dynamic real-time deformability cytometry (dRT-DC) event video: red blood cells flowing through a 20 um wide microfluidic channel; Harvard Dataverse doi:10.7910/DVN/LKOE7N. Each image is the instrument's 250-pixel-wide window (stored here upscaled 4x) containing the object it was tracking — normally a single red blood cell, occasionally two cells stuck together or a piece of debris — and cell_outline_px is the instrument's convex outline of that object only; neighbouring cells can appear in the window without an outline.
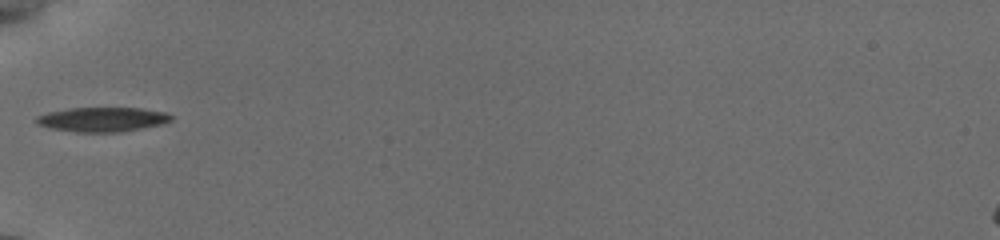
{"species": "common noctule bat (a hibernating species)", "species_latin": "Nyctalus noctula", "temperature_condition": "cold", "stored_images_in_passage": 58, "camera_frame_rate_fps": 3000, "um_per_image_px": 0.085, "animal": {"sex": "female", "body_mass_g": 19.5, "forearm_length_mm": 54.1}, "frame": {"image": 1, "passage_image": 1, "time_ms": 0.0, "image_size_px": [1000, 240], "cell_outline_px": [[172, 120], [164, 124], [120, 132], [76, 132], [48, 128], [36, 124], [36, 116], [48, 112], [68, 108], [140, 108], [164, 112], [172, 116]], "centroid_in_image_um": [8.68, 10.15], "position_along_channel_um": 76.3, "area_um2": 19.31}}
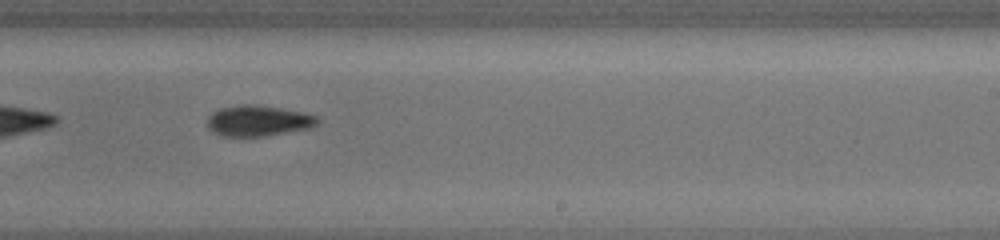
{"frame": {"image": 2, "passage_image": 27, "time_ms": 5.0, "image_size_px": [1000, 240], "cell_outline_px": [[320, 120], [312, 128], [264, 136], [220, 136], [212, 132], [208, 128], [208, 116], [212, 112], [224, 108], [244, 104], [256, 104], [304, 112], [316, 116]], "centroid_in_image_um": [21.96, 10.27], "position_along_channel_um": 267.0, "area_um2": 19.77}}
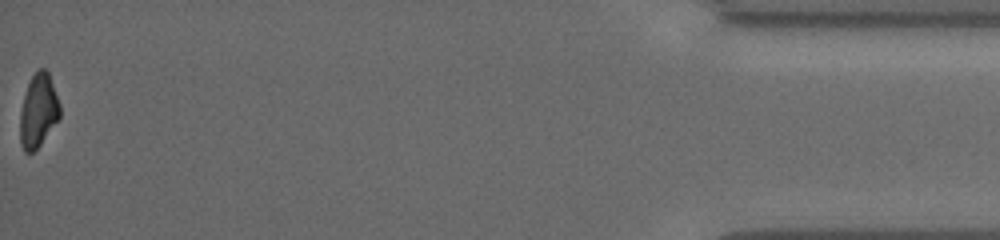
{"frame": {"image": 3, "passage_image": 57, "time_ms": 11.333, "image_size_px": [1000, 240], "cell_outline_px": [[60, 116], [40, 144], [32, 152], [24, 152], [20, 144], [20, 112], [24, 96], [28, 84], [32, 76], [40, 68], [44, 68], [48, 72], [60, 104]], "centroid_in_image_um": [3.24, 9.41], "position_along_channel_um": 432.0, "area_um2": 16.7}, "authors_computed_cell_mechanics": {"area_um2": 19.0162, "velocity_mm_per_s": 3.8456, "shape_relaxation_time_tau1_ms": 6.3855, "shape_relaxation_time_tau2_ms": 8.2324, "deformation_change_tau1": 0.196, "deformation_change_tau2": 0.1312}}